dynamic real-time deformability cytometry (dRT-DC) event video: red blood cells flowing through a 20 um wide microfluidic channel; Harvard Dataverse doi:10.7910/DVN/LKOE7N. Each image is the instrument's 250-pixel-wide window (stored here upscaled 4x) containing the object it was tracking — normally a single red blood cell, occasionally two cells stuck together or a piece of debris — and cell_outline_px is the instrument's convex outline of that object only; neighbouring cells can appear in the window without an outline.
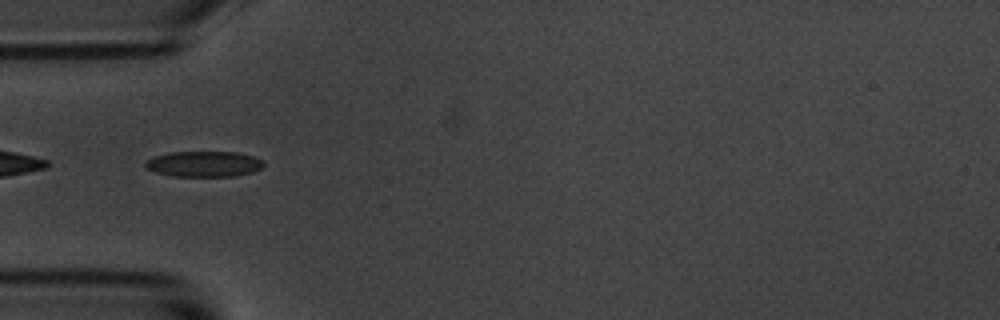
{"species": "common noctule bat (a hibernating species)", "species_latin": "Nyctalus noctula", "temperature_condition": "room temperature", "stored_images_in_passage": 47, "camera_frame_rate_fps": 3000, "um_per_image_px": 0.085, "animal": {"sex": "male", "body_mass_g": 20.1, "forearm_length_mm": 53.5}, "frame": {"image": 1, "passage_image": 9, "time_ms": 2.667, "image_size_px": [1000, 320], "cell_outline_px": [[264, 164], [260, 168], [252, 172], [236, 176], [172, 176], [156, 172], [148, 168], [144, 164], [148, 160], [156, 156], [172, 152], [236, 152], [252, 156], [264, 160]], "centroid_in_image_um": [17.37, 13.94], "position_along_channel_um": 67.6, "area_um2": 17.46}}
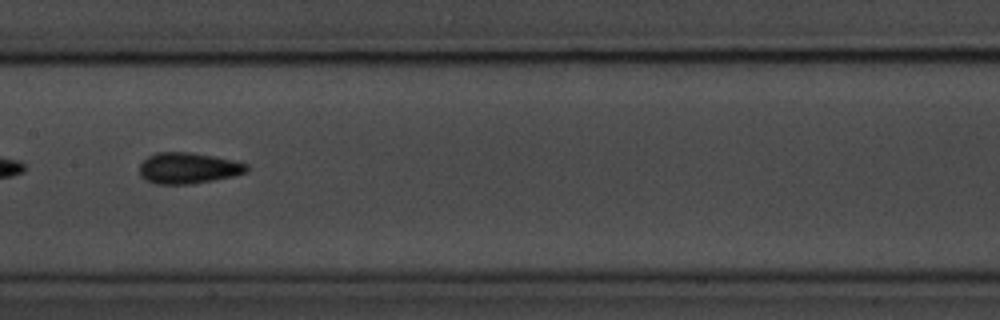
{"frame": {"image": 2, "passage_image": 19, "time_ms": 6.0, "image_size_px": [1000, 320], "cell_outline_px": [[248, 172], [236, 176], [192, 184], [156, 184], [144, 180], [140, 176], [140, 164], [148, 156], [156, 152], [188, 152], [212, 156], [232, 160], [248, 164]], "centroid_in_image_um": [16.0, 14.3], "position_along_channel_um": 191.4, "area_um2": 19.54}}
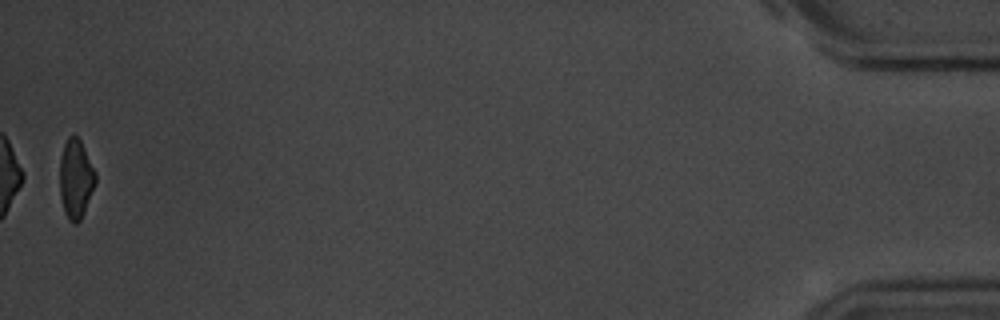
{"frame": {"image": 3, "passage_image": 46, "time_ms": 15.0, "image_size_px": [1000, 320], "cell_outline_px": [[96, 180], [84, 212], [80, 220], [76, 224], [72, 224], [68, 220], [64, 212], [60, 196], [60, 156], [64, 144], [68, 136], [76, 136], [80, 140], [96, 172]], "centroid_in_image_um": [6.42, 15.22], "position_along_channel_um": 428.8, "area_um2": 16.42}, "authors_computed_cell_mechanics": {"area_um2": 18.0336, "velocity_mm_per_s": 3.688, "shape_relaxation_time_tau1_ms": 3.2676, "shape_relaxation_time_tau2_ms": 1.479, "deformation_change_tau1": 0.1072, "deformation_change_tau2": 0.09}}